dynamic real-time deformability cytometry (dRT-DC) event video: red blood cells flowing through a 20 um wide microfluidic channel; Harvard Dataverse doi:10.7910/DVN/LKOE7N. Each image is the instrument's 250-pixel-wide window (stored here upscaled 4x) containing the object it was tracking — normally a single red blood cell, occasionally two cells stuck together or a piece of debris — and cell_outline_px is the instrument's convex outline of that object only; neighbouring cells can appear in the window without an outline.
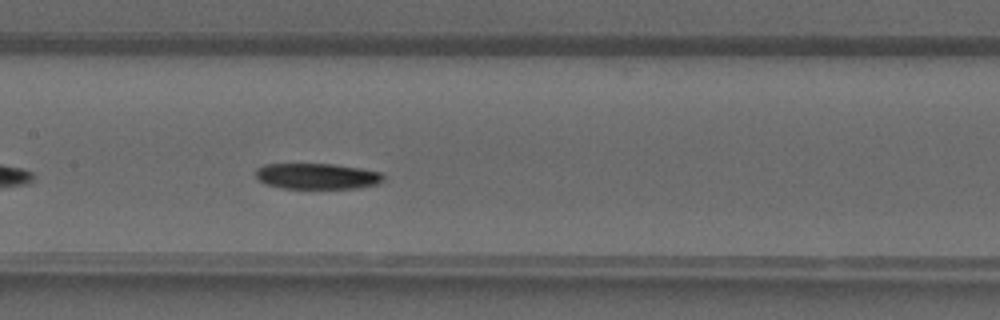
{"species": "common noctule bat (a hibernating species)", "species_latin": "Nyctalus noctula", "temperature_condition": "warm", "stored_images_in_passage": 40, "camera_frame_rate_fps": 3000, "um_per_image_px": 0.085, "animal": {"sex": "male", "forearm_length_mm": 52.5}, "frame": {"image": 1, "passage_image": 18, "time_ms": 5.667, "image_size_px": [1000, 320], "cell_outline_px": [[384, 180], [376, 184], [356, 188], [280, 188], [268, 184], [260, 180], [256, 176], [256, 168], [264, 164], [332, 164], [360, 168], [380, 172], [384, 176]], "centroid_in_image_um": [26.95, 14.97], "position_along_channel_um": 180.5, "area_um2": 19.07}}
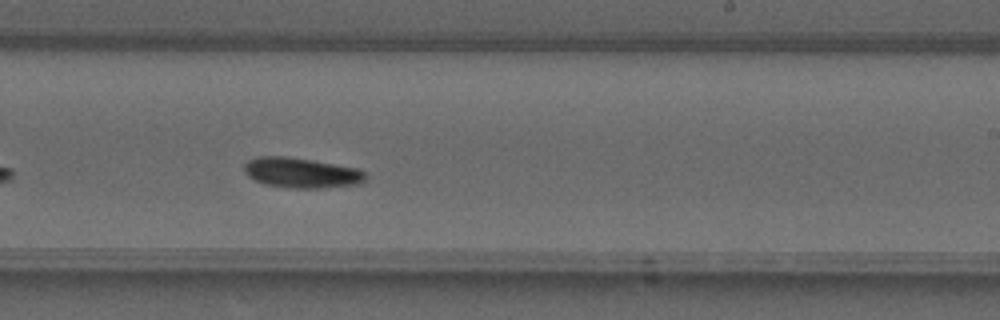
{"frame": {"image": 2, "passage_image": 23, "time_ms": 7.333, "image_size_px": [1000, 320], "cell_outline_px": [[368, 176], [360, 184], [320, 188], [292, 188], [264, 184], [248, 176], [244, 172], [244, 164], [248, 160], [260, 156], [284, 156], [312, 160], [360, 168]], "centroid_in_image_um": [25.64, 14.68], "position_along_channel_um": 263.4, "area_um2": 21.44}}
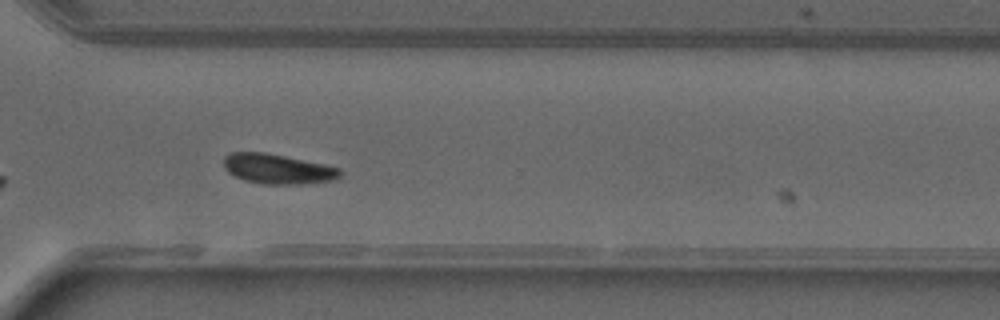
{"frame": {"image": 3, "passage_image": 28, "time_ms": 9.0, "image_size_px": [1000, 320], "cell_outline_px": [[340, 176], [336, 180], [300, 184], [264, 184], [244, 180], [228, 172], [224, 168], [224, 156], [232, 152], [264, 152], [324, 164], [340, 168]], "centroid_in_image_um": [23.6, 14.36], "position_along_channel_um": 347.0, "area_um2": 20.17}}